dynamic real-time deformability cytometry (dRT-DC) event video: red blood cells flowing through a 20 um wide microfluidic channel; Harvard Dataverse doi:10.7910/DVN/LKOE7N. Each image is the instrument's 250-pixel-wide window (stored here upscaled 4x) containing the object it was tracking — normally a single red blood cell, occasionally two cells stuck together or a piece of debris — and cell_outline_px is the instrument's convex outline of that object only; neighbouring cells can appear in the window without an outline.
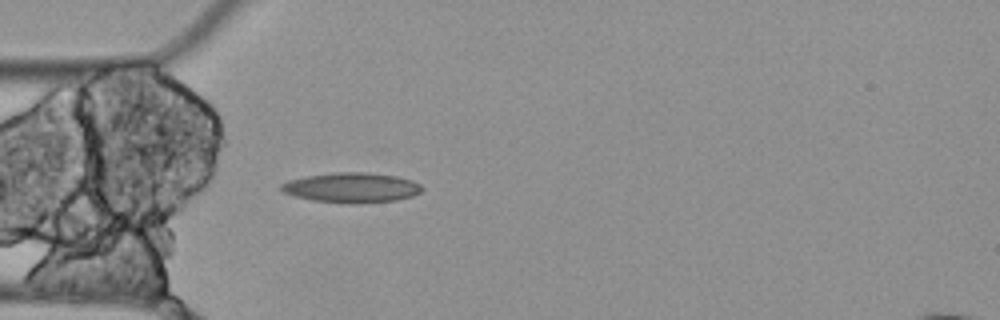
{"species": "Egyptian fruit bat (a non-hibernating species)", "species_latin": "Rousettus aegyptiacus", "temperature_condition": "cold", "stored_images_in_passage": 2, "camera_frame_rate_fps": 3000, "um_per_image_px": 0.085, "animal": {"sex": "female"}, "frame": {"image": 1, "passage_image": 2, "time_ms": 0.333, "image_size_px": [1000, 320], "cell_outline_px": [[424, 188], [420, 192], [412, 196], [396, 200], [356, 204], [352, 204], [312, 200], [296, 196], [284, 192], [280, 188], [280, 184], [288, 180], [308, 176], [336, 172], [364, 172], [396, 176], [412, 180], [420, 184]], "centroid_in_image_um": [29.9, 15.95], "position_along_channel_um": 55.1, "area_um2": 24.51}}